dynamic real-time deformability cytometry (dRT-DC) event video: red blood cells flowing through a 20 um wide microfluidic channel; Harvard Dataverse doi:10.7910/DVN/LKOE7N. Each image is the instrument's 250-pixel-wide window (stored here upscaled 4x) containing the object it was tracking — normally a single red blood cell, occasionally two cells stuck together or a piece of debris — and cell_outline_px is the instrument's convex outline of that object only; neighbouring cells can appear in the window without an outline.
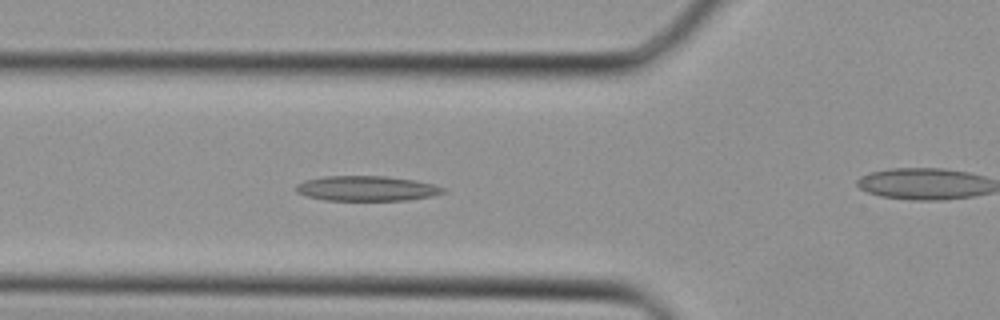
{"species": "Egyptian fruit bat (a non-hibernating species)", "species_latin": "Rousettus aegyptiacus", "temperature_condition": "cold", "stored_images_in_passage": 29, "camera_frame_rate_fps": 3000, "um_per_image_px": 0.085, "animal": {"sex": "female"}, "frame": {"image": 1, "passage_image": 13, "time_ms": 4.0, "image_size_px": [1000, 320], "cell_outline_px": [[448, 192], [432, 196], [408, 200], [324, 200], [304, 196], [296, 192], [296, 184], [304, 180], [328, 176], [384, 176], [416, 180], [436, 184], [444, 188]], "centroid_in_image_um": [31.19, 16.02], "position_along_channel_um": 94.6, "area_um2": 21.68}}
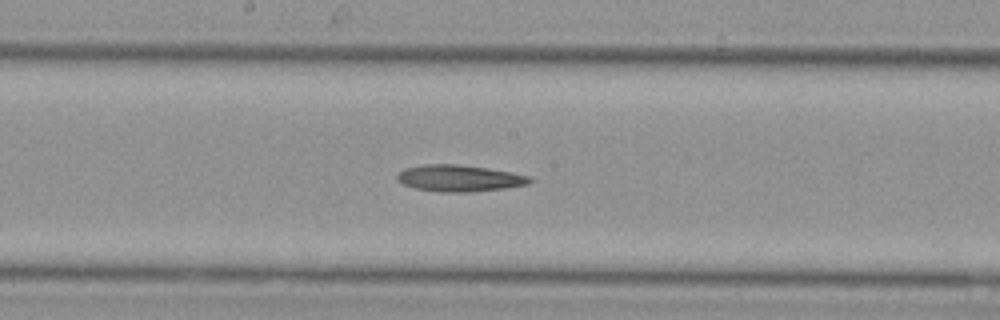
{"frame": {"image": 2, "passage_image": 19, "time_ms": 6.0, "image_size_px": [1000, 320], "cell_outline_px": [[532, 180], [528, 184], [504, 188], [468, 192], [440, 192], [416, 188], [404, 184], [396, 180], [396, 176], [404, 168], [424, 164], [456, 164], [488, 168], [532, 176]], "centroid_in_image_um": [39.04, 15.14], "position_along_channel_um": 209.2, "area_um2": 20.46}}
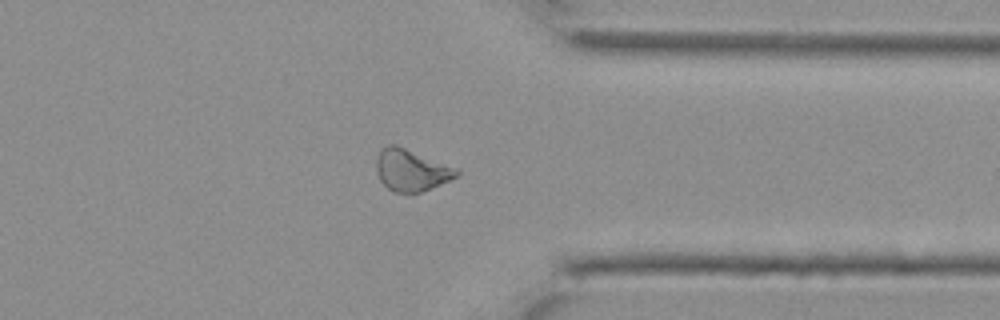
{"frame": {"image": 3, "passage_image": 28, "time_ms": 9.0, "image_size_px": [1000, 320], "cell_outline_px": [[460, 172], [452, 180], [412, 196], [408, 196], [392, 192], [380, 180], [376, 172], [376, 156], [380, 148], [388, 144], [396, 144], [460, 168]], "centroid_in_image_um": [34.96, 14.49], "position_along_channel_um": 376.4, "area_um2": 20.52}}